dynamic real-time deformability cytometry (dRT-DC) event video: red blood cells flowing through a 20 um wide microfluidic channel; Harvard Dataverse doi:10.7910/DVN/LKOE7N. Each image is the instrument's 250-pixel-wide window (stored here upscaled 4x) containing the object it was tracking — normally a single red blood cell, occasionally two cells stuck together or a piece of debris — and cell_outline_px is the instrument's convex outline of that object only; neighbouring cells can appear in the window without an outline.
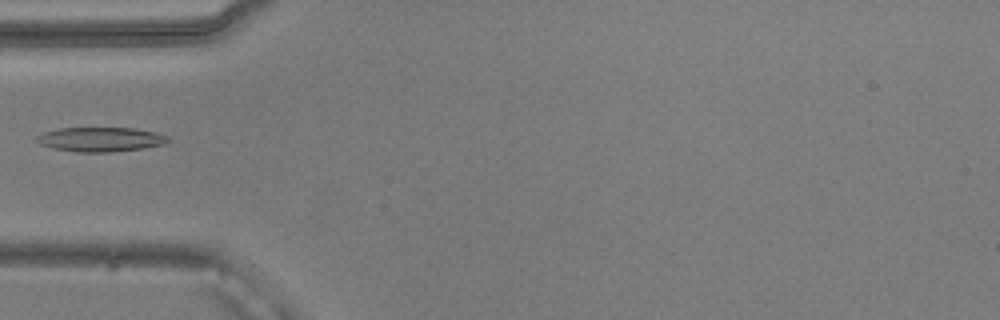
{"species": "common noctule bat (a hibernating species)", "species_latin": "Nyctalus noctula", "temperature_condition": "warm", "stored_images_in_passage": 36, "camera_frame_rate_fps": 3000, "um_per_image_px": 0.085, "animal": {"sex": "male", "body_mass_g": 20.5, "forearm_length_mm": 52.5}, "frame": {"image": 1, "passage_image": 1, "time_ms": 0.0, "image_size_px": [1000, 320], "cell_outline_px": [[168, 140], [164, 144], [144, 148], [112, 152], [76, 152], [52, 148], [40, 144], [36, 140], [36, 136], [44, 132], [60, 128], [136, 128], [156, 132], [168, 136]], "centroid_in_image_um": [8.54, 11.85], "position_along_channel_um": 76.5, "area_um2": 18.73}}
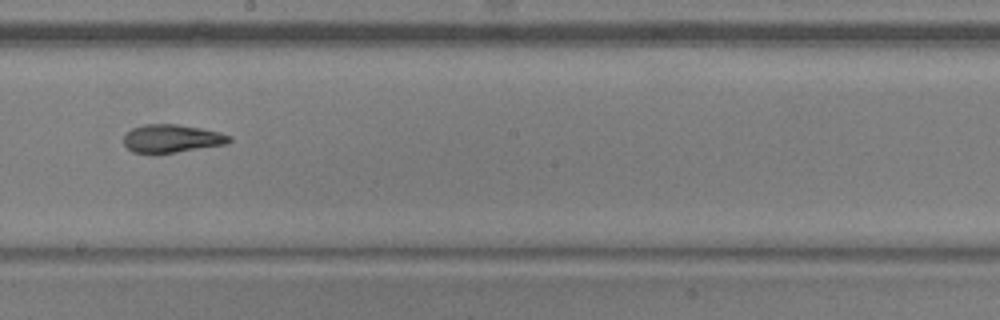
{"frame": {"image": 2, "passage_image": 13, "time_ms": 4.0, "image_size_px": [1000, 320], "cell_outline_px": [[232, 140], [228, 144], [176, 152], [132, 152], [124, 144], [124, 132], [132, 128], [144, 124], [176, 124], [200, 128], [220, 132], [232, 136]], "centroid_in_image_um": [14.62, 11.76], "position_along_channel_um": 233.6, "area_um2": 17.22}}
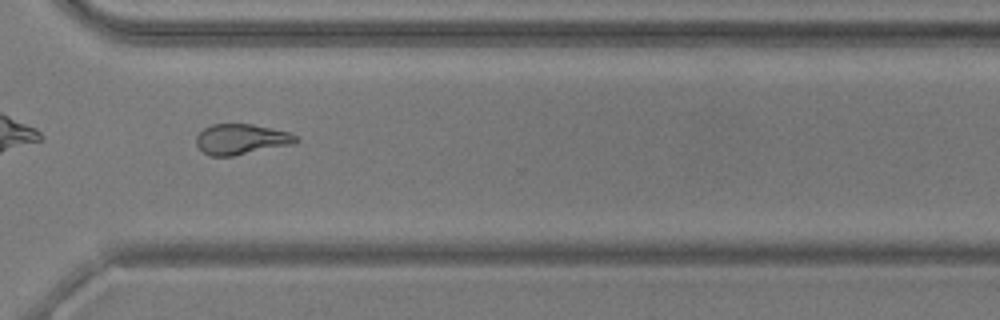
{"frame": {"image": 3, "passage_image": 22, "time_ms": 7.0, "image_size_px": [1000, 320], "cell_outline_px": [[300, 140], [292, 144], [232, 156], [208, 156], [196, 144], [196, 136], [204, 128], [212, 124], [252, 124], [288, 132], [296, 136]], "centroid_in_image_um": [20.48, 11.83], "position_along_channel_um": 350.1, "area_um2": 17.51}}